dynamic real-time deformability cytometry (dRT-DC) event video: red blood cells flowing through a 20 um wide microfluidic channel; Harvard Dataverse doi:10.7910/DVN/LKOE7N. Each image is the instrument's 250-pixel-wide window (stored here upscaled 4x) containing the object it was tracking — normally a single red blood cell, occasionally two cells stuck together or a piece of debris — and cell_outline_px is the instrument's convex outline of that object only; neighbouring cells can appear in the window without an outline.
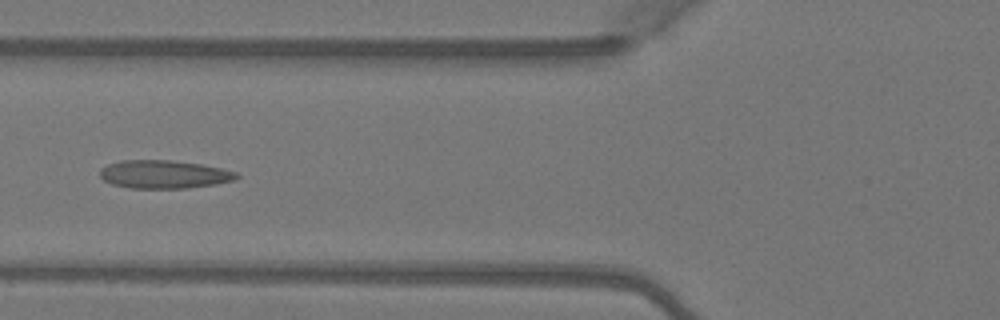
{"species": "Egyptian fruit bat (a non-hibernating species)", "species_latin": "Rousettus aegyptiacus", "temperature_condition": "warm", "stored_images_in_passage": 6, "camera_frame_rate_fps": 3000, "um_per_image_px": 0.085, "animal": {"sex": "female"}, "frame": {"image": 1, "passage_image": 6, "time_ms": 1.667, "image_size_px": [1000, 320], "cell_outline_px": [[240, 176], [236, 180], [216, 184], [188, 188], [128, 188], [112, 184], [104, 180], [100, 176], [100, 168], [108, 164], [120, 160], [172, 160], [200, 164], [220, 168], [236, 172]], "centroid_in_image_um": [13.93, 14.82], "position_along_channel_um": 111.9, "area_um2": 22.54}}